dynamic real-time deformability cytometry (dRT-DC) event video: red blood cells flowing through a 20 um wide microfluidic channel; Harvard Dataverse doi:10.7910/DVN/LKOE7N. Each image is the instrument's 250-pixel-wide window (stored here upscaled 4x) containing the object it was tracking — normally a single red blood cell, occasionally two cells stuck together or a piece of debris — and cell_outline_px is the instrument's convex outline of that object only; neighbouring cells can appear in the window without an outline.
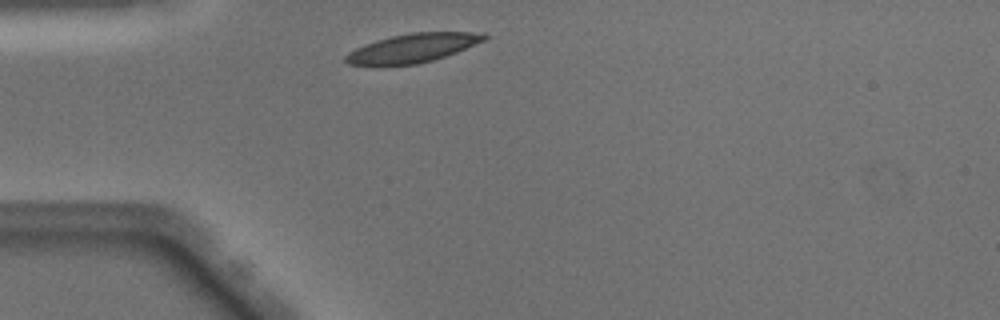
{"species": "Egyptian fruit bat (a non-hibernating species)", "species_latin": "Rousettus aegyptiacus", "temperature_condition": "warm", "stored_images_in_passage": 38, "camera_frame_rate_fps": 3000, "um_per_image_px": 0.085, "animal": {"sex": "male"}, "frame": {"image": 1, "passage_image": 2, "time_ms": 0.333, "image_size_px": [1000, 320], "cell_outline_px": [[488, 36], [484, 40], [456, 52], [432, 60], [416, 64], [380, 68], [372, 68], [348, 64], [344, 60], [344, 56], [348, 52], [356, 48], [376, 40], [392, 36], [412, 32], [484, 32]], "centroid_in_image_um": [34.96, 4.13], "position_along_channel_um": 50.0, "area_um2": 23.87}}
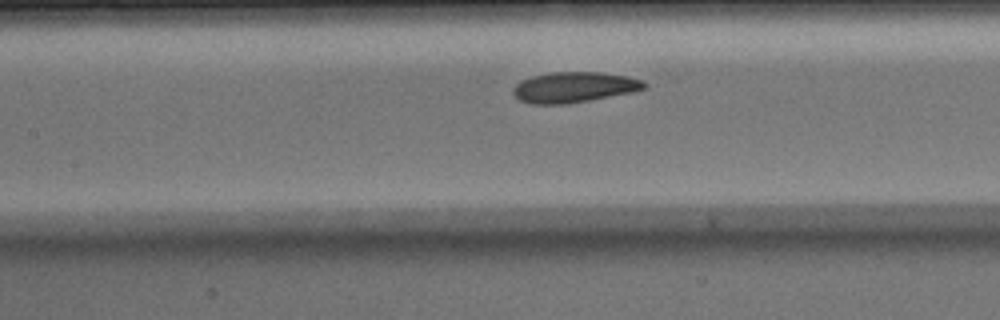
{"frame": {"image": 2, "passage_image": 11, "time_ms": 3.333, "image_size_px": [1000, 320], "cell_outline_px": [[648, 84], [644, 88], [632, 92], [588, 100], [564, 104], [532, 104], [520, 100], [512, 92], [512, 88], [520, 80], [532, 76], [552, 72], [600, 72], [628, 76], [644, 80]], "centroid_in_image_um": [48.79, 7.4], "position_along_channel_um": 158.6, "area_um2": 23.29}}
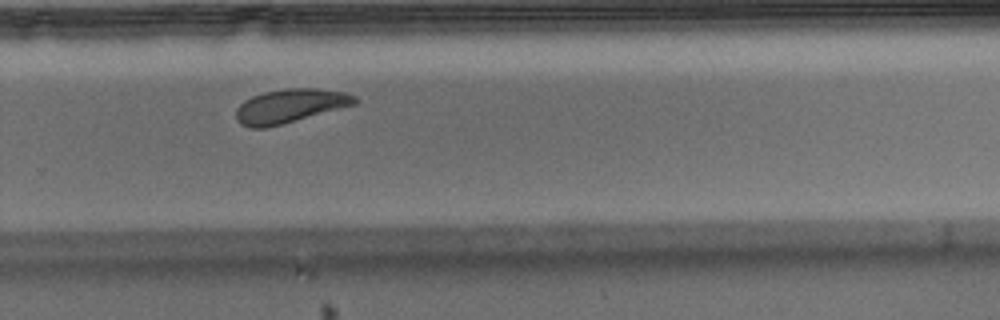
{"frame": {"image": 3, "passage_image": 22, "time_ms": 7.0, "image_size_px": [1000, 320], "cell_outline_px": [[356, 104], [280, 124], [264, 128], [252, 128], [240, 124], [236, 120], [236, 108], [244, 100], [252, 96], [264, 92], [288, 88], [316, 88], [344, 92], [356, 96]], "centroid_in_image_um": [24.61, 9.0], "position_along_channel_um": 305.2, "area_um2": 23.12}, "authors_computed_cell_mechanics": {"area_um2": 23.4957, "velocity_mm_per_s": 4.0118, "shape_relaxation_time_tau1_ms": 3.4768, "shape_relaxation_time_tau2_ms": 3.6074, "deformation_change_tau1": 0.1171, "deformation_change_tau2": 0.085}}